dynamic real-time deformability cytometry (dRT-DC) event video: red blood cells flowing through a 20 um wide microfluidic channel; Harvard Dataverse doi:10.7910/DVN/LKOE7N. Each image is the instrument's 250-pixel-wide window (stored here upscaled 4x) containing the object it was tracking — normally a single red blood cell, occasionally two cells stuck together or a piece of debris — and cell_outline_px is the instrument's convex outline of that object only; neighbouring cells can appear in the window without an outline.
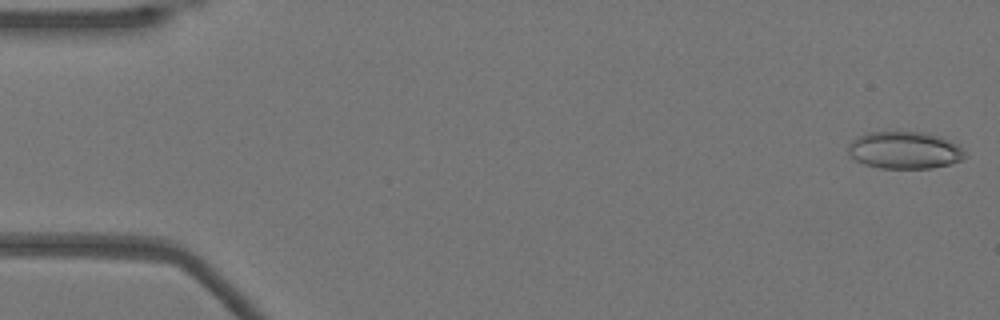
{"species": "Egyptian fruit bat (a non-hibernating species)", "species_latin": "Rousettus aegyptiacus", "temperature_condition": "warm", "stored_images_in_passage": 53, "segment_of_instrument_passage": [1, 2], "camera_frame_rate_fps": 3000, "um_per_image_px": 0.085, "animal": {"sex": "female"}, "frame": {"image": 1, "passage_image": 1, "time_ms": 0.0, "image_size_px": [1000, 320], "cell_outline_px": [[968, 156], [964, 160], [932, 168], [880, 168], [864, 164], [856, 160], [848, 152], [848, 144], [852, 140], [868, 132], [924, 132], [940, 136], [960, 144]], "centroid_in_image_um": [76.95, 12.76], "position_along_channel_um": 8.0, "area_um2": 25.55}}
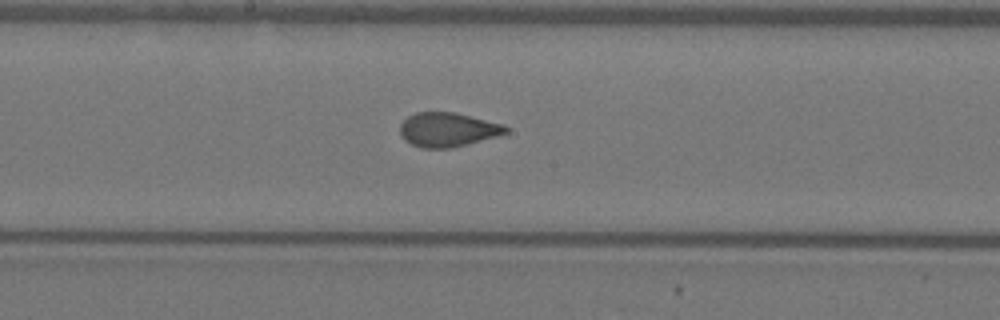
{"frame": {"image": 2, "passage_image": 27, "time_ms": 8.667, "image_size_px": [1000, 320], "cell_outline_px": [[508, 132], [496, 136], [452, 148], [420, 148], [404, 140], [400, 136], [400, 124], [408, 116], [416, 112], [456, 112], [504, 124], [508, 128]], "centroid_in_image_um": [38.03, 11.01], "position_along_channel_um": 210.2, "area_um2": 21.15}}
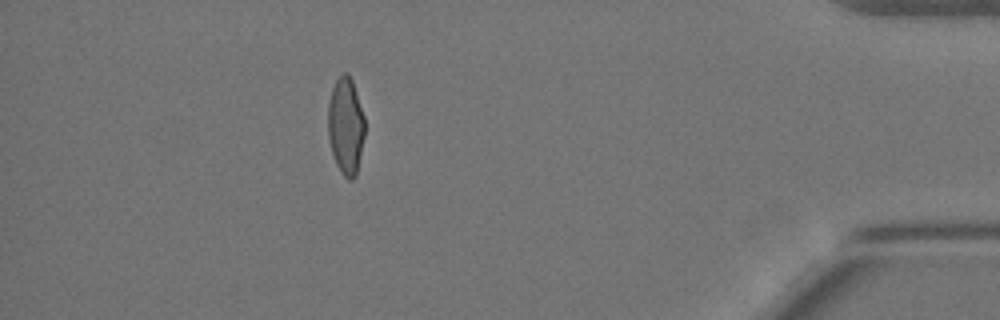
{"frame": {"image": 3, "passage_image": 46, "time_ms": 15.0, "image_size_px": [1000, 320], "cell_outline_px": [[364, 136], [356, 176], [352, 180], [348, 180], [340, 172], [336, 164], [332, 152], [328, 136], [328, 100], [332, 88], [336, 80], [344, 72], [348, 72], [352, 80], [364, 116]], "centroid_in_image_um": [29.38, 10.71], "position_along_channel_um": 405.8, "area_um2": 20.81}}